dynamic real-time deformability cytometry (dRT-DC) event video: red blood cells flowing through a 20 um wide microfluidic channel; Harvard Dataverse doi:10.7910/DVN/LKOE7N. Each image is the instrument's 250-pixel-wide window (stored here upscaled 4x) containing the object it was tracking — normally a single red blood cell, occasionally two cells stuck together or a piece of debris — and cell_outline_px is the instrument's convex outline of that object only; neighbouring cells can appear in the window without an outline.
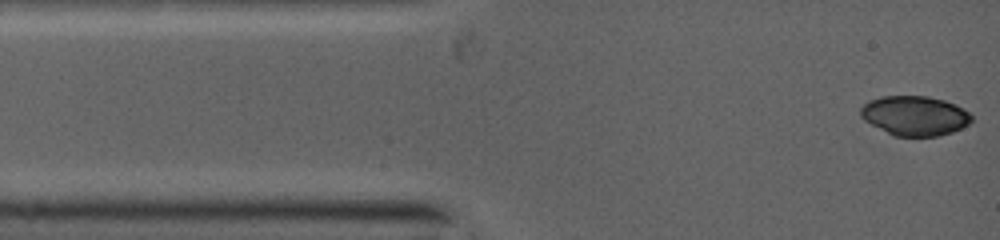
{"species": "common noctule bat (a hibernating species)", "species_latin": "Nyctalus noctula", "temperature_condition": "warm", "stored_images_in_passage": 44, "camera_frame_rate_fps": 5000, "um_per_image_px": 0.085, "animal": {"sex": "female", "body_mass_g": 19.0, "forearm_length_mm": 53.3}, "frame": {"image": 1, "passage_image": 1, "time_ms": 0.0, "image_size_px": [1000, 240], "cell_outline_px": [[972, 120], [968, 124], [952, 132], [936, 136], [896, 136], [864, 120], [860, 116], [860, 108], [868, 100], [880, 96], [928, 96], [944, 100], [956, 104], [964, 108], [972, 116]], "centroid_in_image_um": [77.75, 9.81], "position_along_channel_um": 7.2, "area_um2": 25.55}}
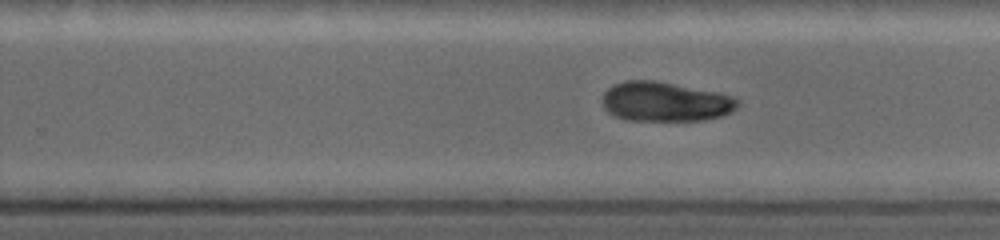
{"frame": {"image": 2, "passage_image": 20, "time_ms": 7.2, "image_size_px": [1000, 240], "cell_outline_px": [[736, 108], [720, 116], [700, 120], [632, 120], [616, 116], [608, 112], [604, 108], [604, 92], [608, 88], [616, 84], [628, 80], [652, 80], [712, 92], [728, 96], [736, 100]], "centroid_in_image_um": [56.46, 8.65], "position_along_channel_um": 273.3, "area_um2": 30.0}}
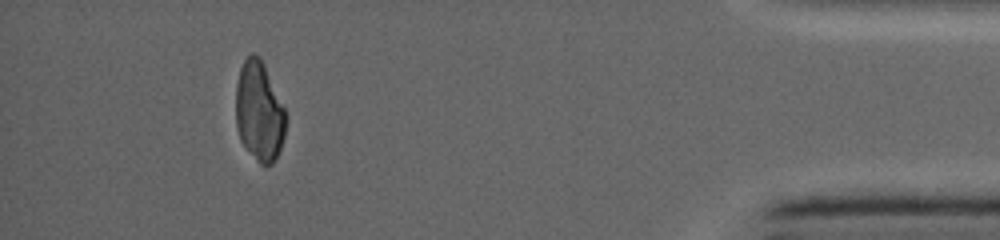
{"frame": {"image": 3, "passage_image": 44, "time_ms": 11.8, "image_size_px": [1000, 240], "cell_outline_px": [[284, 136], [280, 148], [272, 164], [260, 164], [240, 140], [236, 124], [236, 84], [240, 68], [244, 60], [252, 52], [260, 56], [264, 64], [284, 108]], "centroid_in_image_um": [22.0, 9.44], "position_along_channel_um": 413.2, "area_um2": 28.55}}